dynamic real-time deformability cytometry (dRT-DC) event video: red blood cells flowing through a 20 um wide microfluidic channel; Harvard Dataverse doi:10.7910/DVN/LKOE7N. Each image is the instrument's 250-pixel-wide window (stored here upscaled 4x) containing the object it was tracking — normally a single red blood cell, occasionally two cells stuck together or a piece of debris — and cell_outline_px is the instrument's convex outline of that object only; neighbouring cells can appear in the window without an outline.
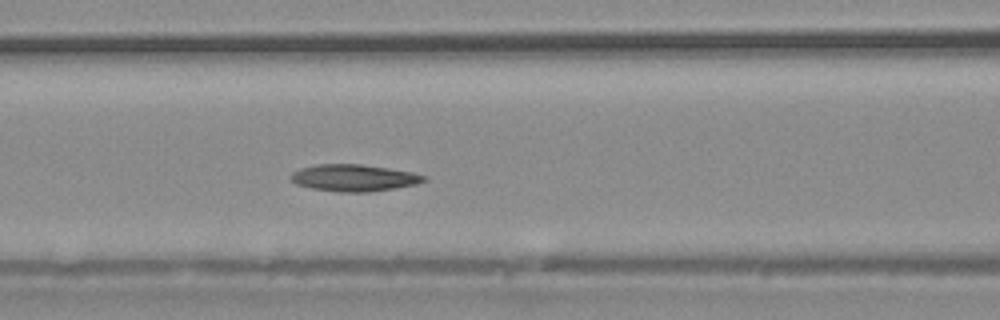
{"species": "common noctule bat (a hibernating species)", "species_latin": "Nyctalus noctula", "temperature_condition": "warm", "stored_images_in_passage": 28, "camera_frame_rate_fps": 3000, "um_per_image_px": 0.085, "animal": {"sex": "male", "body_mass_g": 20.4}, "frame": {"image": 1, "passage_image": 9, "time_ms": 2.667, "image_size_px": [1000, 320], "cell_outline_px": [[428, 180], [416, 184], [396, 188], [368, 192], [344, 192], [312, 188], [296, 184], [288, 176], [292, 172], [300, 168], [316, 164], [360, 164], [388, 168], [412, 172], [428, 176]], "centroid_in_image_um": [30.1, 15.11], "position_along_channel_um": 136.5, "area_um2": 20.87}}